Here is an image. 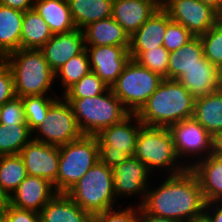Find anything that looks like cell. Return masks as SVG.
I'll use <instances>...</instances> for the list:
<instances>
[{
    "label": "cell",
    "mask_w": 222,
    "mask_h": 222,
    "mask_svg": "<svg viewBox=\"0 0 222 222\" xmlns=\"http://www.w3.org/2000/svg\"><path fill=\"white\" fill-rule=\"evenodd\" d=\"M205 199L195 173L187 168L169 175L156 189L147 188L141 206L153 215L188 222L205 210Z\"/></svg>",
    "instance_id": "cell-1"
},
{
    "label": "cell",
    "mask_w": 222,
    "mask_h": 222,
    "mask_svg": "<svg viewBox=\"0 0 222 222\" xmlns=\"http://www.w3.org/2000/svg\"><path fill=\"white\" fill-rule=\"evenodd\" d=\"M195 98L175 79H163L136 113L144 126L169 127L193 117Z\"/></svg>",
    "instance_id": "cell-2"
},
{
    "label": "cell",
    "mask_w": 222,
    "mask_h": 222,
    "mask_svg": "<svg viewBox=\"0 0 222 222\" xmlns=\"http://www.w3.org/2000/svg\"><path fill=\"white\" fill-rule=\"evenodd\" d=\"M3 60L11 68L16 96L48 95L55 72L40 49H19L6 55Z\"/></svg>",
    "instance_id": "cell-3"
},
{
    "label": "cell",
    "mask_w": 222,
    "mask_h": 222,
    "mask_svg": "<svg viewBox=\"0 0 222 222\" xmlns=\"http://www.w3.org/2000/svg\"><path fill=\"white\" fill-rule=\"evenodd\" d=\"M66 194L92 216L114 208L113 170L100 160Z\"/></svg>",
    "instance_id": "cell-4"
},
{
    "label": "cell",
    "mask_w": 222,
    "mask_h": 222,
    "mask_svg": "<svg viewBox=\"0 0 222 222\" xmlns=\"http://www.w3.org/2000/svg\"><path fill=\"white\" fill-rule=\"evenodd\" d=\"M66 100L70 103L84 135L95 136L102 129L121 122L130 114L111 88L94 97Z\"/></svg>",
    "instance_id": "cell-5"
},
{
    "label": "cell",
    "mask_w": 222,
    "mask_h": 222,
    "mask_svg": "<svg viewBox=\"0 0 222 222\" xmlns=\"http://www.w3.org/2000/svg\"><path fill=\"white\" fill-rule=\"evenodd\" d=\"M134 157L145 164L151 172L154 169L165 168L166 173L175 175L187 169L184 164L179 163L180 159L176 154L168 127L143 125L139 130Z\"/></svg>",
    "instance_id": "cell-6"
},
{
    "label": "cell",
    "mask_w": 222,
    "mask_h": 222,
    "mask_svg": "<svg viewBox=\"0 0 222 222\" xmlns=\"http://www.w3.org/2000/svg\"><path fill=\"white\" fill-rule=\"evenodd\" d=\"M57 193H66L99 160V144L96 136L82 138L59 146Z\"/></svg>",
    "instance_id": "cell-7"
},
{
    "label": "cell",
    "mask_w": 222,
    "mask_h": 222,
    "mask_svg": "<svg viewBox=\"0 0 222 222\" xmlns=\"http://www.w3.org/2000/svg\"><path fill=\"white\" fill-rule=\"evenodd\" d=\"M163 79L136 60L130 59L111 90L130 114H136Z\"/></svg>",
    "instance_id": "cell-8"
},
{
    "label": "cell",
    "mask_w": 222,
    "mask_h": 222,
    "mask_svg": "<svg viewBox=\"0 0 222 222\" xmlns=\"http://www.w3.org/2000/svg\"><path fill=\"white\" fill-rule=\"evenodd\" d=\"M133 119L136 122L134 125ZM142 126L136 114H129L121 122L102 129L95 135L99 144L100 161L113 169L124 160L134 157Z\"/></svg>",
    "instance_id": "cell-9"
},
{
    "label": "cell",
    "mask_w": 222,
    "mask_h": 222,
    "mask_svg": "<svg viewBox=\"0 0 222 222\" xmlns=\"http://www.w3.org/2000/svg\"><path fill=\"white\" fill-rule=\"evenodd\" d=\"M34 140L48 145L62 146L84 136L70 103L63 97L57 99L48 109L45 118L33 133Z\"/></svg>",
    "instance_id": "cell-10"
},
{
    "label": "cell",
    "mask_w": 222,
    "mask_h": 222,
    "mask_svg": "<svg viewBox=\"0 0 222 222\" xmlns=\"http://www.w3.org/2000/svg\"><path fill=\"white\" fill-rule=\"evenodd\" d=\"M168 129L178 158L182 160V157H187V161L191 163L185 164L187 168H191L194 163L189 157H200L197 160L200 161L211 155L212 135L193 117L174 123Z\"/></svg>",
    "instance_id": "cell-11"
},
{
    "label": "cell",
    "mask_w": 222,
    "mask_h": 222,
    "mask_svg": "<svg viewBox=\"0 0 222 222\" xmlns=\"http://www.w3.org/2000/svg\"><path fill=\"white\" fill-rule=\"evenodd\" d=\"M171 21L183 25L194 36L207 33L220 15L200 0H170L162 7Z\"/></svg>",
    "instance_id": "cell-12"
},
{
    "label": "cell",
    "mask_w": 222,
    "mask_h": 222,
    "mask_svg": "<svg viewBox=\"0 0 222 222\" xmlns=\"http://www.w3.org/2000/svg\"><path fill=\"white\" fill-rule=\"evenodd\" d=\"M29 176L41 177L53 184L57 192L59 147L31 139L19 154Z\"/></svg>",
    "instance_id": "cell-13"
},
{
    "label": "cell",
    "mask_w": 222,
    "mask_h": 222,
    "mask_svg": "<svg viewBox=\"0 0 222 222\" xmlns=\"http://www.w3.org/2000/svg\"><path fill=\"white\" fill-rule=\"evenodd\" d=\"M91 71H93L108 88L116 82L131 59L130 53L122 46H89Z\"/></svg>",
    "instance_id": "cell-14"
},
{
    "label": "cell",
    "mask_w": 222,
    "mask_h": 222,
    "mask_svg": "<svg viewBox=\"0 0 222 222\" xmlns=\"http://www.w3.org/2000/svg\"><path fill=\"white\" fill-rule=\"evenodd\" d=\"M112 170L116 197L142 195V201L138 204L141 205L146 197L148 180L150 178L149 174L151 173L147 166L138 158L130 157L115 166Z\"/></svg>",
    "instance_id": "cell-15"
},
{
    "label": "cell",
    "mask_w": 222,
    "mask_h": 222,
    "mask_svg": "<svg viewBox=\"0 0 222 222\" xmlns=\"http://www.w3.org/2000/svg\"><path fill=\"white\" fill-rule=\"evenodd\" d=\"M56 193L53 184L48 180L27 175L9 196V203L21 209L40 213Z\"/></svg>",
    "instance_id": "cell-16"
},
{
    "label": "cell",
    "mask_w": 222,
    "mask_h": 222,
    "mask_svg": "<svg viewBox=\"0 0 222 222\" xmlns=\"http://www.w3.org/2000/svg\"><path fill=\"white\" fill-rule=\"evenodd\" d=\"M171 22L168 13L160 7L131 37L129 53L135 60L142 52L163 46L166 27Z\"/></svg>",
    "instance_id": "cell-17"
},
{
    "label": "cell",
    "mask_w": 222,
    "mask_h": 222,
    "mask_svg": "<svg viewBox=\"0 0 222 222\" xmlns=\"http://www.w3.org/2000/svg\"><path fill=\"white\" fill-rule=\"evenodd\" d=\"M85 49L83 31L76 28L67 33L53 34L40 49L50 68L55 72Z\"/></svg>",
    "instance_id": "cell-18"
},
{
    "label": "cell",
    "mask_w": 222,
    "mask_h": 222,
    "mask_svg": "<svg viewBox=\"0 0 222 222\" xmlns=\"http://www.w3.org/2000/svg\"><path fill=\"white\" fill-rule=\"evenodd\" d=\"M196 99L222 89L219 69L204 56L201 64L188 67L177 79Z\"/></svg>",
    "instance_id": "cell-19"
},
{
    "label": "cell",
    "mask_w": 222,
    "mask_h": 222,
    "mask_svg": "<svg viewBox=\"0 0 222 222\" xmlns=\"http://www.w3.org/2000/svg\"><path fill=\"white\" fill-rule=\"evenodd\" d=\"M159 8L155 0H113L112 18L131 37Z\"/></svg>",
    "instance_id": "cell-20"
},
{
    "label": "cell",
    "mask_w": 222,
    "mask_h": 222,
    "mask_svg": "<svg viewBox=\"0 0 222 222\" xmlns=\"http://www.w3.org/2000/svg\"><path fill=\"white\" fill-rule=\"evenodd\" d=\"M82 31L85 48L88 46H122L129 50V35L112 17L92 22Z\"/></svg>",
    "instance_id": "cell-21"
},
{
    "label": "cell",
    "mask_w": 222,
    "mask_h": 222,
    "mask_svg": "<svg viewBox=\"0 0 222 222\" xmlns=\"http://www.w3.org/2000/svg\"><path fill=\"white\" fill-rule=\"evenodd\" d=\"M190 169L199 180L205 202L222 201V159L209 155Z\"/></svg>",
    "instance_id": "cell-22"
},
{
    "label": "cell",
    "mask_w": 222,
    "mask_h": 222,
    "mask_svg": "<svg viewBox=\"0 0 222 222\" xmlns=\"http://www.w3.org/2000/svg\"><path fill=\"white\" fill-rule=\"evenodd\" d=\"M41 222H92L93 216L81 209L66 193H56L40 211Z\"/></svg>",
    "instance_id": "cell-23"
},
{
    "label": "cell",
    "mask_w": 222,
    "mask_h": 222,
    "mask_svg": "<svg viewBox=\"0 0 222 222\" xmlns=\"http://www.w3.org/2000/svg\"><path fill=\"white\" fill-rule=\"evenodd\" d=\"M24 12L0 4V59L21 49Z\"/></svg>",
    "instance_id": "cell-24"
},
{
    "label": "cell",
    "mask_w": 222,
    "mask_h": 222,
    "mask_svg": "<svg viewBox=\"0 0 222 222\" xmlns=\"http://www.w3.org/2000/svg\"><path fill=\"white\" fill-rule=\"evenodd\" d=\"M34 10L47 23L53 34L76 29L67 0H35Z\"/></svg>",
    "instance_id": "cell-25"
},
{
    "label": "cell",
    "mask_w": 222,
    "mask_h": 222,
    "mask_svg": "<svg viewBox=\"0 0 222 222\" xmlns=\"http://www.w3.org/2000/svg\"><path fill=\"white\" fill-rule=\"evenodd\" d=\"M76 28L82 30L92 22L112 17L113 0H67Z\"/></svg>",
    "instance_id": "cell-26"
},
{
    "label": "cell",
    "mask_w": 222,
    "mask_h": 222,
    "mask_svg": "<svg viewBox=\"0 0 222 222\" xmlns=\"http://www.w3.org/2000/svg\"><path fill=\"white\" fill-rule=\"evenodd\" d=\"M193 118L211 135L222 132V89L196 98Z\"/></svg>",
    "instance_id": "cell-27"
},
{
    "label": "cell",
    "mask_w": 222,
    "mask_h": 222,
    "mask_svg": "<svg viewBox=\"0 0 222 222\" xmlns=\"http://www.w3.org/2000/svg\"><path fill=\"white\" fill-rule=\"evenodd\" d=\"M52 36L49 26L34 9L24 12L21 49H41Z\"/></svg>",
    "instance_id": "cell-28"
},
{
    "label": "cell",
    "mask_w": 222,
    "mask_h": 222,
    "mask_svg": "<svg viewBox=\"0 0 222 222\" xmlns=\"http://www.w3.org/2000/svg\"><path fill=\"white\" fill-rule=\"evenodd\" d=\"M204 48L199 36H194L179 50L169 53L168 79H177L188 67L201 64Z\"/></svg>",
    "instance_id": "cell-29"
},
{
    "label": "cell",
    "mask_w": 222,
    "mask_h": 222,
    "mask_svg": "<svg viewBox=\"0 0 222 222\" xmlns=\"http://www.w3.org/2000/svg\"><path fill=\"white\" fill-rule=\"evenodd\" d=\"M32 134L28 124H0V156L19 155Z\"/></svg>",
    "instance_id": "cell-30"
},
{
    "label": "cell",
    "mask_w": 222,
    "mask_h": 222,
    "mask_svg": "<svg viewBox=\"0 0 222 222\" xmlns=\"http://www.w3.org/2000/svg\"><path fill=\"white\" fill-rule=\"evenodd\" d=\"M27 175L20 155L0 156V188L8 197L18 188Z\"/></svg>",
    "instance_id": "cell-31"
},
{
    "label": "cell",
    "mask_w": 222,
    "mask_h": 222,
    "mask_svg": "<svg viewBox=\"0 0 222 222\" xmlns=\"http://www.w3.org/2000/svg\"><path fill=\"white\" fill-rule=\"evenodd\" d=\"M91 71L89 55L86 48L78 55L72 57L57 71H55V79L60 78L63 94L80 81L86 74Z\"/></svg>",
    "instance_id": "cell-32"
},
{
    "label": "cell",
    "mask_w": 222,
    "mask_h": 222,
    "mask_svg": "<svg viewBox=\"0 0 222 222\" xmlns=\"http://www.w3.org/2000/svg\"><path fill=\"white\" fill-rule=\"evenodd\" d=\"M57 97V98H55ZM54 98L48 95H35L22 97L26 122L30 131L39 127L45 118L49 107L58 99V95Z\"/></svg>",
    "instance_id": "cell-33"
},
{
    "label": "cell",
    "mask_w": 222,
    "mask_h": 222,
    "mask_svg": "<svg viewBox=\"0 0 222 222\" xmlns=\"http://www.w3.org/2000/svg\"><path fill=\"white\" fill-rule=\"evenodd\" d=\"M107 89V85L93 71H90L61 97L65 99L90 98L104 93Z\"/></svg>",
    "instance_id": "cell-34"
},
{
    "label": "cell",
    "mask_w": 222,
    "mask_h": 222,
    "mask_svg": "<svg viewBox=\"0 0 222 222\" xmlns=\"http://www.w3.org/2000/svg\"><path fill=\"white\" fill-rule=\"evenodd\" d=\"M204 57L218 69L222 67V21L219 20L207 33L199 36Z\"/></svg>",
    "instance_id": "cell-35"
},
{
    "label": "cell",
    "mask_w": 222,
    "mask_h": 222,
    "mask_svg": "<svg viewBox=\"0 0 222 222\" xmlns=\"http://www.w3.org/2000/svg\"><path fill=\"white\" fill-rule=\"evenodd\" d=\"M135 60L141 66L168 79L169 52L163 46L142 52Z\"/></svg>",
    "instance_id": "cell-36"
},
{
    "label": "cell",
    "mask_w": 222,
    "mask_h": 222,
    "mask_svg": "<svg viewBox=\"0 0 222 222\" xmlns=\"http://www.w3.org/2000/svg\"><path fill=\"white\" fill-rule=\"evenodd\" d=\"M194 35L183 25L171 21L166 27L163 47L170 53L179 50L189 42Z\"/></svg>",
    "instance_id": "cell-37"
},
{
    "label": "cell",
    "mask_w": 222,
    "mask_h": 222,
    "mask_svg": "<svg viewBox=\"0 0 222 222\" xmlns=\"http://www.w3.org/2000/svg\"><path fill=\"white\" fill-rule=\"evenodd\" d=\"M0 124H27L21 97L15 96L0 107Z\"/></svg>",
    "instance_id": "cell-38"
},
{
    "label": "cell",
    "mask_w": 222,
    "mask_h": 222,
    "mask_svg": "<svg viewBox=\"0 0 222 222\" xmlns=\"http://www.w3.org/2000/svg\"><path fill=\"white\" fill-rule=\"evenodd\" d=\"M136 208L127 206L122 211L110 208L94 215L92 222H137L138 206Z\"/></svg>",
    "instance_id": "cell-39"
},
{
    "label": "cell",
    "mask_w": 222,
    "mask_h": 222,
    "mask_svg": "<svg viewBox=\"0 0 222 222\" xmlns=\"http://www.w3.org/2000/svg\"><path fill=\"white\" fill-rule=\"evenodd\" d=\"M16 96L11 68L0 59V107Z\"/></svg>",
    "instance_id": "cell-40"
},
{
    "label": "cell",
    "mask_w": 222,
    "mask_h": 222,
    "mask_svg": "<svg viewBox=\"0 0 222 222\" xmlns=\"http://www.w3.org/2000/svg\"><path fill=\"white\" fill-rule=\"evenodd\" d=\"M1 219L4 222H41L40 213L21 209L8 203Z\"/></svg>",
    "instance_id": "cell-41"
},
{
    "label": "cell",
    "mask_w": 222,
    "mask_h": 222,
    "mask_svg": "<svg viewBox=\"0 0 222 222\" xmlns=\"http://www.w3.org/2000/svg\"><path fill=\"white\" fill-rule=\"evenodd\" d=\"M137 222H179L165 217H159L148 213L141 205H138Z\"/></svg>",
    "instance_id": "cell-42"
},
{
    "label": "cell",
    "mask_w": 222,
    "mask_h": 222,
    "mask_svg": "<svg viewBox=\"0 0 222 222\" xmlns=\"http://www.w3.org/2000/svg\"><path fill=\"white\" fill-rule=\"evenodd\" d=\"M0 4L25 12L34 9L35 0H0Z\"/></svg>",
    "instance_id": "cell-43"
},
{
    "label": "cell",
    "mask_w": 222,
    "mask_h": 222,
    "mask_svg": "<svg viewBox=\"0 0 222 222\" xmlns=\"http://www.w3.org/2000/svg\"><path fill=\"white\" fill-rule=\"evenodd\" d=\"M205 211L210 215L213 222H222V201L206 203Z\"/></svg>",
    "instance_id": "cell-44"
},
{
    "label": "cell",
    "mask_w": 222,
    "mask_h": 222,
    "mask_svg": "<svg viewBox=\"0 0 222 222\" xmlns=\"http://www.w3.org/2000/svg\"><path fill=\"white\" fill-rule=\"evenodd\" d=\"M211 155L222 159V132L212 135Z\"/></svg>",
    "instance_id": "cell-45"
},
{
    "label": "cell",
    "mask_w": 222,
    "mask_h": 222,
    "mask_svg": "<svg viewBox=\"0 0 222 222\" xmlns=\"http://www.w3.org/2000/svg\"><path fill=\"white\" fill-rule=\"evenodd\" d=\"M205 5H208L215 10L219 15L222 14V0H200Z\"/></svg>",
    "instance_id": "cell-46"
},
{
    "label": "cell",
    "mask_w": 222,
    "mask_h": 222,
    "mask_svg": "<svg viewBox=\"0 0 222 222\" xmlns=\"http://www.w3.org/2000/svg\"><path fill=\"white\" fill-rule=\"evenodd\" d=\"M9 203L8 195L0 188V219Z\"/></svg>",
    "instance_id": "cell-47"
},
{
    "label": "cell",
    "mask_w": 222,
    "mask_h": 222,
    "mask_svg": "<svg viewBox=\"0 0 222 222\" xmlns=\"http://www.w3.org/2000/svg\"><path fill=\"white\" fill-rule=\"evenodd\" d=\"M188 222H213L210 215L204 210L202 213L193 217Z\"/></svg>",
    "instance_id": "cell-48"
},
{
    "label": "cell",
    "mask_w": 222,
    "mask_h": 222,
    "mask_svg": "<svg viewBox=\"0 0 222 222\" xmlns=\"http://www.w3.org/2000/svg\"><path fill=\"white\" fill-rule=\"evenodd\" d=\"M170 0H155L156 4L159 7H163L165 4H167Z\"/></svg>",
    "instance_id": "cell-49"
},
{
    "label": "cell",
    "mask_w": 222,
    "mask_h": 222,
    "mask_svg": "<svg viewBox=\"0 0 222 222\" xmlns=\"http://www.w3.org/2000/svg\"><path fill=\"white\" fill-rule=\"evenodd\" d=\"M219 72H220V79H221V82H222V67L219 69Z\"/></svg>",
    "instance_id": "cell-50"
}]
</instances>
